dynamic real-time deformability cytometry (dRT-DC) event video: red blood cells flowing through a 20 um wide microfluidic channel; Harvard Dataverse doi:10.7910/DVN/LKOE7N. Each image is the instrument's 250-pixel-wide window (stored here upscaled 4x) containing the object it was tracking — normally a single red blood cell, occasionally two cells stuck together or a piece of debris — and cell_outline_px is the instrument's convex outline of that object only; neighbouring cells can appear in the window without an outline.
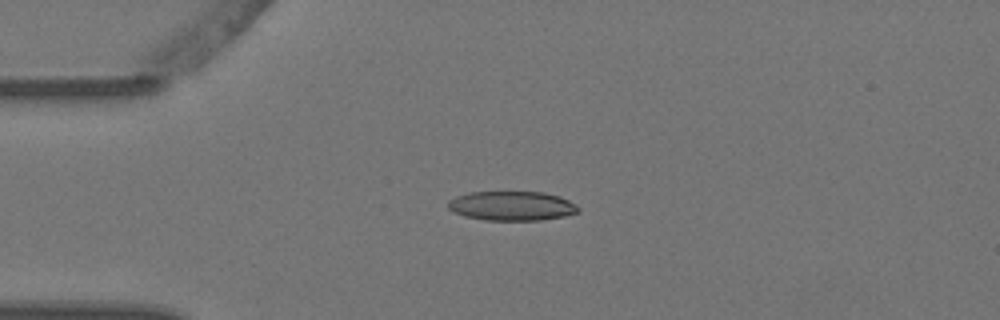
{"species": "Egyptian fruit bat (a non-hibernating species)", "species_latin": "Rousettus aegyptiacus", "temperature_condition": "warm", "stored_images_in_passage": 4, "camera_frame_rate_fps": 3000, "um_per_image_px": 0.085, "animal": {"sex": "female"}, "frame": {"image": 1, "passage_image": 3, "time_ms": 0.667, "image_size_px": [1000, 320], "cell_outline_px": [[580, 212], [564, 216], [540, 220], [484, 220], [464, 216], [452, 212], [448, 208], [448, 200], [456, 196], [468, 192], [544, 192], [560, 196], [576, 204], [580, 208]], "centroid_in_image_um": [43.5, 17.5], "position_along_channel_um": 41.5, "area_um2": 22.48}}